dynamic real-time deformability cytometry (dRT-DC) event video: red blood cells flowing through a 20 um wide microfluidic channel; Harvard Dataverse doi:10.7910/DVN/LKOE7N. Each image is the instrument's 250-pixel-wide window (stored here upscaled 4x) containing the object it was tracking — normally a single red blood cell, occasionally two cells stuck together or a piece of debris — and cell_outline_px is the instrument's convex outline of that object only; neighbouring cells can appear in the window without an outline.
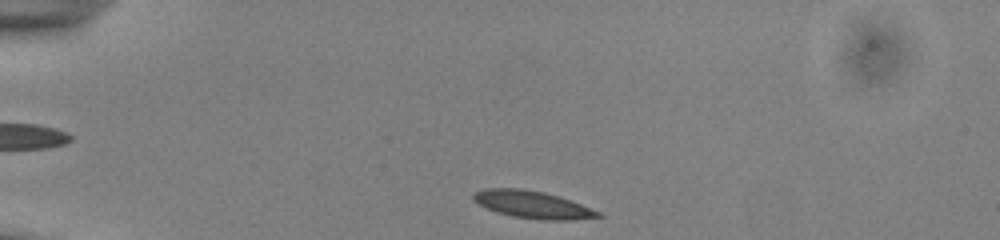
{"species": "common noctule bat (a hibernating species)", "species_latin": "Nyctalus noctula", "temperature_condition": "cold", "stored_images_in_passage": 42, "camera_frame_rate_fps": 3000, "um_per_image_px": 0.085, "animal": {"sex": "male", "body_mass_g": 13.0, "forearm_length_mm": 53.1}, "frame": {"image": 1, "passage_image": 1, "time_ms": 0.0, "image_size_px": [1000, 240], "cell_outline_px": [[604, 216], [572, 220], [544, 220], [512, 216], [496, 212], [472, 200], [472, 196], [476, 192], [484, 188], [520, 188], [544, 192], [560, 196], [600, 212]], "centroid_in_image_um": [45.26, 17.39], "position_along_channel_um": 39.7, "area_um2": 19.77}}
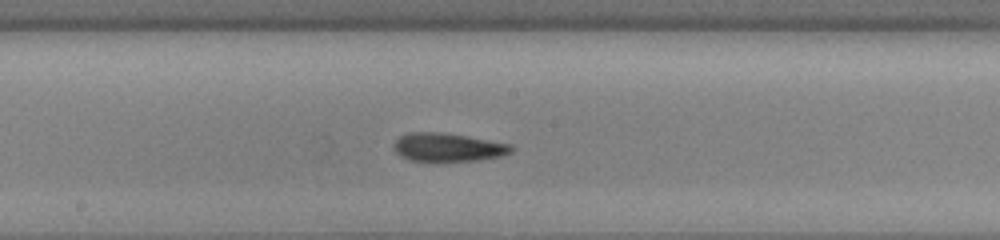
{"frame": {"image": 2, "passage_image": 18, "time_ms": 5.667, "image_size_px": [1000, 240], "cell_outline_px": [[516, 148], [512, 152], [500, 156], [480, 160], [408, 160], [400, 156], [392, 148], [396, 140], [400, 136], [408, 132], [444, 132], [468, 136], [512, 144]], "centroid_in_image_um": [38.09, 12.5], "position_along_channel_um": 210.1, "area_um2": 19.48}}
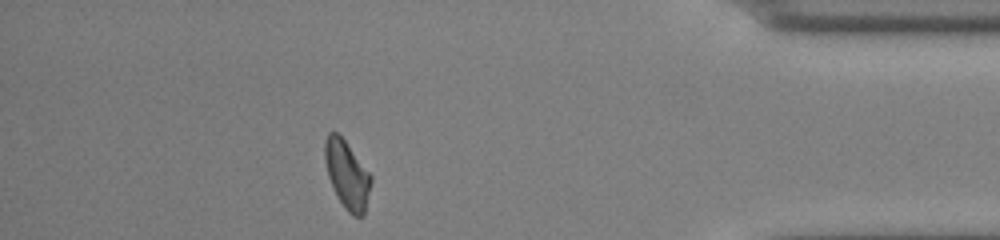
{"frame": {"image": 3, "passage_image": 36, "time_ms": 11.667, "image_size_px": [1000, 240], "cell_outline_px": [[372, 180], [364, 216], [352, 216], [344, 208], [328, 176], [324, 160], [324, 140], [328, 132], [336, 132], [344, 140], [372, 176]], "centroid_in_image_um": [29.49, 14.85], "position_along_channel_um": 405.7, "area_um2": 18.09}, "authors_computed_cell_mechanics": {"area_um2": 18.8717, "velocity_mm_per_s": 3.8692, "shape_relaxation_time_tau1_ms": 7.5896, "shape_relaxation_time_tau2_ms": 4.6, "deformation_change_tau1": 0.1931, "deformation_change_tau2": 0.1204}}